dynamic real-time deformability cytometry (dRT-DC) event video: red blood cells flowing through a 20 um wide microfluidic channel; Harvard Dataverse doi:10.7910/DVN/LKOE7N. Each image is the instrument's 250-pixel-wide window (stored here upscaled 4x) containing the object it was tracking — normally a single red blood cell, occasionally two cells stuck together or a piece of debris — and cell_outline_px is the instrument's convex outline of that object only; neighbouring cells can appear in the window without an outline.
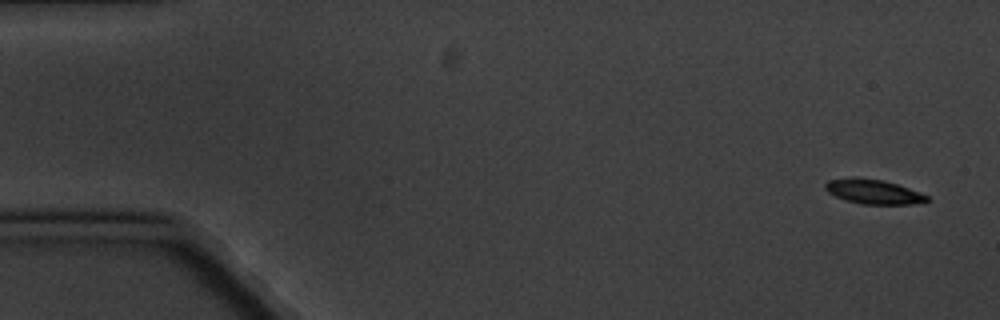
{"species": "common noctule bat (a hibernating species)", "species_latin": "Nyctalus noctula", "temperature_condition": "cold", "stored_images_in_passage": 4, "camera_frame_rate_fps": 3000, "um_per_image_px": 0.085, "animal": {"sex": "male", "body_mass_g": 20.1, "forearm_length_mm": 53.5}, "frame": {"image": 1, "passage_image": 1, "time_ms": 0.0, "image_size_px": [1000, 320], "cell_outline_px": [[928, 200], [916, 204], [860, 204], [844, 200], [828, 192], [824, 188], [824, 184], [828, 180], [852, 176], [856, 176], [884, 180], [920, 192], [928, 196]], "centroid_in_image_um": [74.19, 16.27], "position_along_channel_um": 10.8, "area_um2": 14.74}}